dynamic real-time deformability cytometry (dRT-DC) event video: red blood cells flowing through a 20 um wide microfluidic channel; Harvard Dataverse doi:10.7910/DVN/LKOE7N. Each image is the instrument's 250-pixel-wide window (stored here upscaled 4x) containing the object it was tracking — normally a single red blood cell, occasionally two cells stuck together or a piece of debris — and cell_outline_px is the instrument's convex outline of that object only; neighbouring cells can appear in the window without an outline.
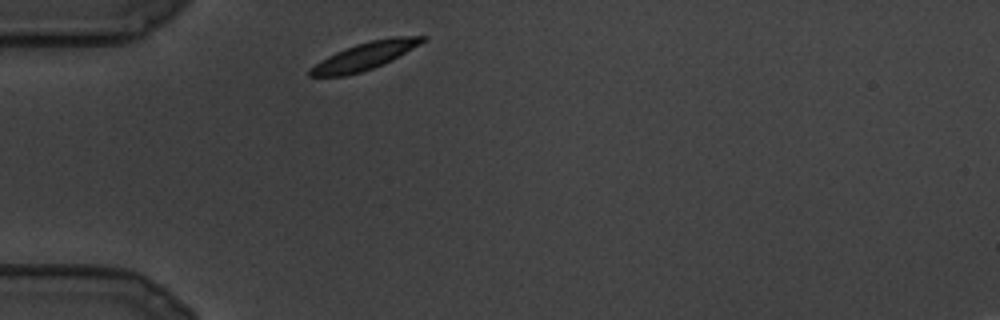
{"species": "common noctule bat (a hibernating species)", "species_latin": "Nyctalus noctula", "temperature_condition": "cold", "stored_images_in_passage": 1, "camera_frame_rate_fps": 3000, "um_per_image_px": 0.085, "animal": {"sex": "male", "body_mass_g": 19.5, "forearm_length_mm": 54.6}, "frame": {"image": 1, "passage_image": 1, "time_ms": 0.0, "image_size_px": [1000, 320], "cell_outline_px": [[428, 36], [420, 44], [372, 68], [360, 72], [344, 76], [308, 76], [308, 68], [320, 60], [344, 48], [356, 44], [372, 40], [396, 36]], "centroid_in_image_um": [30.9, 4.76], "position_along_channel_um": 54.1, "area_um2": 17.46}}